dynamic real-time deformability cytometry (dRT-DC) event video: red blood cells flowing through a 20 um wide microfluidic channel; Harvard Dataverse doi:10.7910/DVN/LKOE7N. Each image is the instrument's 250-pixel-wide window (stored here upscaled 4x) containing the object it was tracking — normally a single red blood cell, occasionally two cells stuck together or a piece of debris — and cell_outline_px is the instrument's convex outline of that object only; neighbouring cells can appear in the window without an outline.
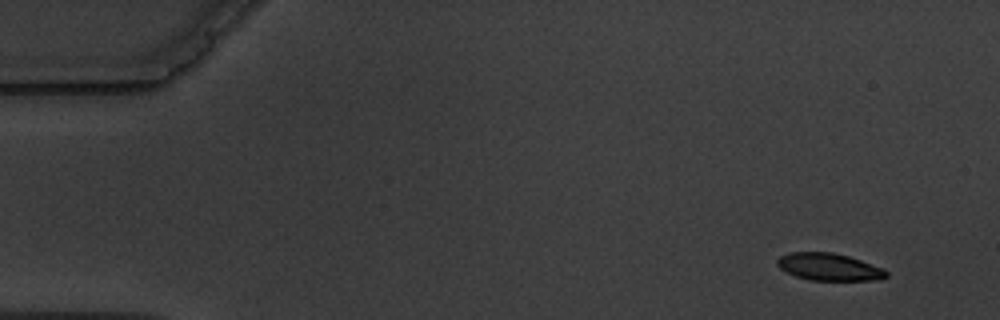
{"species": "common noctule bat (a hibernating species)", "species_latin": "Nyctalus noctula", "temperature_condition": "warm", "stored_images_in_passage": 5, "camera_frame_rate_fps": 3000, "um_per_image_px": 0.085, "animal": {"sex": "male", "body_mass_g": 19.5, "forearm_length_mm": 54.6}, "frame": {"image": 1, "passage_image": 1, "time_ms": 0.0, "image_size_px": [1000, 320], "cell_outline_px": [[888, 276], [880, 280], [808, 280], [796, 276], [780, 268], [776, 264], [776, 260], [780, 256], [788, 252], [832, 252], [848, 256], [884, 268], [888, 272]], "centroid_in_image_um": [70.48, 22.68], "position_along_channel_um": 14.5, "area_um2": 17.4}}
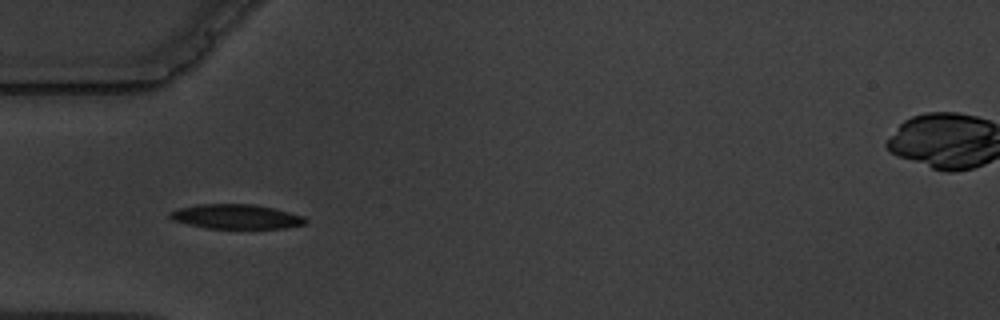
{"frame": {"image": 2, "passage_image": 5, "time_ms": 4.667, "image_size_px": [1000, 320], "cell_outline_px": [[308, 220], [304, 224], [284, 228], [208, 228], [188, 224], [172, 220], [168, 216], [168, 212], [176, 208], [200, 204], [252, 204], [272, 208], [304, 216]], "centroid_in_image_um": [20.02, 18.4], "position_along_channel_um": 65.0, "area_um2": 19.31}}